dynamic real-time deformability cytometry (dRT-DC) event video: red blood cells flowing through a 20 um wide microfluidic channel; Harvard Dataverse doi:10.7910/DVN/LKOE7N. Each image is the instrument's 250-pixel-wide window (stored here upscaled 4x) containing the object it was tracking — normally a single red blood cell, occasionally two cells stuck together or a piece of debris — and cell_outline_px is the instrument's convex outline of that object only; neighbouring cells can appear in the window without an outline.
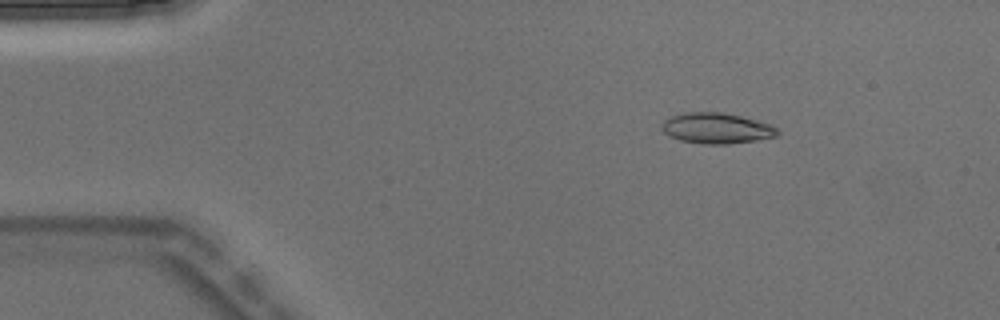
{"species": "Egyptian fruit bat (a non-hibernating species)", "species_latin": "Rousettus aegyptiacus", "temperature_condition": "warm", "stored_images_in_passage": 3, "camera_frame_rate_fps": 3000, "um_per_image_px": 0.085, "animal": {"sex": "male"}, "frame": {"image": 1, "passage_image": 1, "time_ms": 0.0, "image_size_px": [1000, 320], "cell_outline_px": [[780, 132], [776, 136], [756, 140], [728, 144], [704, 144], [680, 140], [668, 136], [660, 128], [664, 120], [672, 116], [684, 112], [724, 112], [772, 124]], "centroid_in_image_um": [60.89, 10.9], "position_along_channel_um": 24.1, "area_um2": 20.75}}